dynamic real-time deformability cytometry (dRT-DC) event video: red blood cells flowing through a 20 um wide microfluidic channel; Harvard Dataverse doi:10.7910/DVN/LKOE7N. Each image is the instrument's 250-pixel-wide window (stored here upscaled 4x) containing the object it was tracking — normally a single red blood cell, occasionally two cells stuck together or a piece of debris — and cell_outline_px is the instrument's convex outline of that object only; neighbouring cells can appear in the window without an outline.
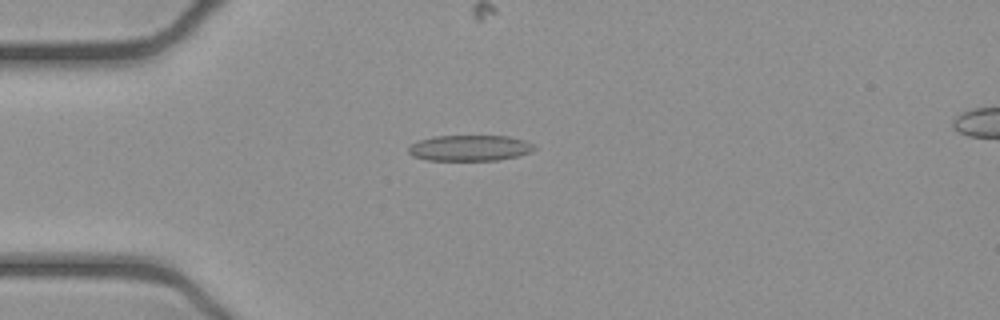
{"species": "common noctule bat (a hibernating species)", "species_latin": "Nyctalus noctula", "temperature_condition": "cold", "stored_images_in_passage": 42, "camera_frame_rate_fps": 3000, "um_per_image_px": 0.085, "animal": {"sex": "female", "body_mass_g": 21.9}, "frame": {"image": 1, "passage_image": 3, "time_ms": 0.667, "image_size_px": [1000, 320], "cell_outline_px": [[536, 148], [532, 152], [500, 160], [428, 160], [412, 156], [408, 152], [408, 148], [412, 144], [420, 140], [432, 136], [508, 136], [524, 140], [536, 144]], "centroid_in_image_um": [39.96, 12.58], "position_along_channel_um": 45.0, "area_um2": 19.02}}
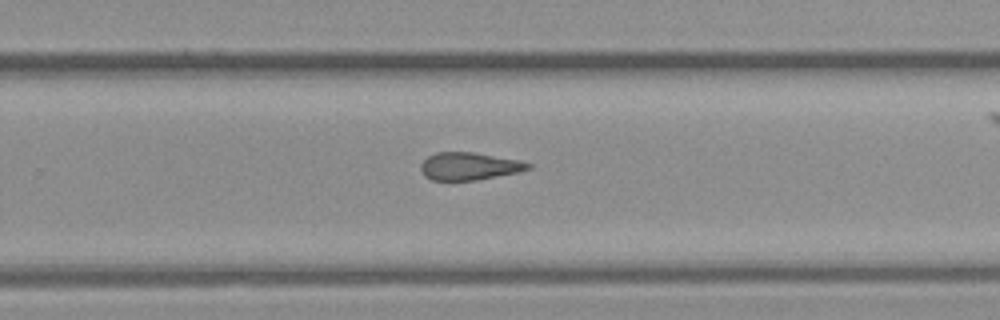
{"frame": {"image": 2, "passage_image": 23, "time_ms": 7.333, "image_size_px": [1000, 320], "cell_outline_px": [[532, 168], [520, 172], [476, 180], [432, 180], [424, 176], [420, 168], [420, 164], [428, 156], [436, 152], [472, 152], [520, 160], [532, 164]], "centroid_in_image_um": [39.89, 14.13], "position_along_channel_um": 289.9, "area_um2": 17.34}}
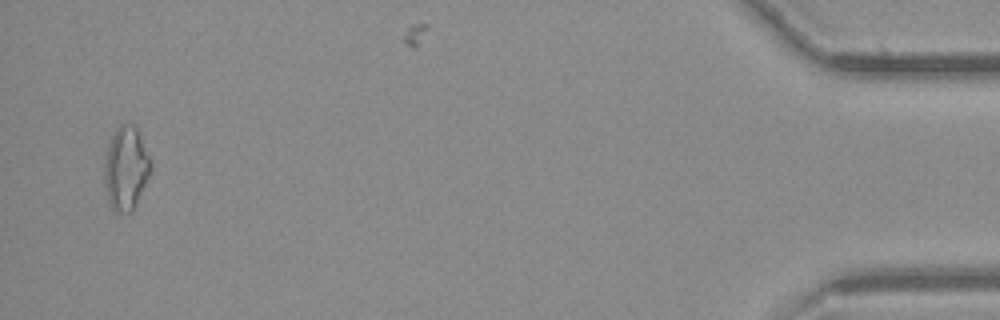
{"frame": {"image": 3, "passage_image": 40, "time_ms": 13.0, "image_size_px": [1000, 320], "cell_outline_px": [[152, 172], [132, 212], [116, 212], [112, 208], [108, 200], [104, 188], [104, 160], [108, 144], [116, 128], [120, 124], [132, 124], [136, 128], [152, 164]], "centroid_in_image_um": [10.69, 14.33], "position_along_channel_um": 424.5, "area_um2": 22.66}, "authors_computed_cell_mechanics": {"area_um2": 18.207, "velocity_mm_per_s": 3.9414, "shape_relaxation_time_tau1_ms": null, "shape_relaxation_time_tau2_ms": 3.2944, "deformation_change_tau1": null, "deformation_change_tau2": 0.1268}}